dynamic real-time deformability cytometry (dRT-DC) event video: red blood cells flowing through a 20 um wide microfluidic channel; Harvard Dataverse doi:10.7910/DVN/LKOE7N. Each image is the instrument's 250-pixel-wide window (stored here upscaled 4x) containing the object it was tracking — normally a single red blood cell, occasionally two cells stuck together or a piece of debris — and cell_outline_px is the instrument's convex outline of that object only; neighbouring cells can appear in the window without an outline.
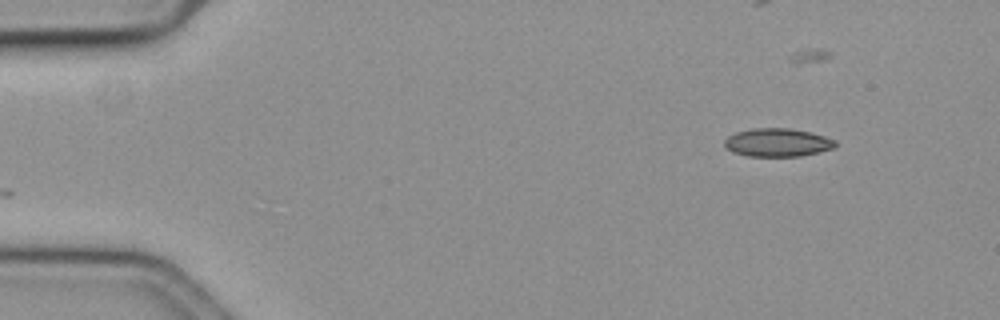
{"species": "common noctule bat (a hibernating species)", "species_latin": "Nyctalus noctula", "temperature_condition": "cold", "stored_images_in_passage": 16, "camera_frame_rate_fps": 3000, "um_per_image_px": 0.085, "animal": {"sex": "female", "body_mass_g": 19.3, "forearm_length_mm": 54.1}, "frame": {"image": 1, "passage_image": 1, "time_ms": 0.0, "image_size_px": [1000, 320], "cell_outline_px": [[836, 148], [820, 152], [800, 156], [748, 156], [732, 152], [724, 144], [724, 140], [728, 136], [736, 132], [752, 128], [792, 128], [812, 132], [836, 140]], "centroid_in_image_um": [66.12, 12.11], "position_along_channel_um": 18.9, "area_um2": 18.44}}
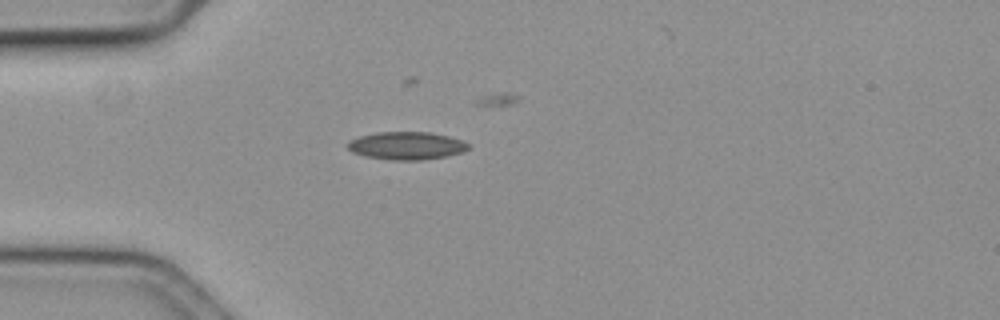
{"frame": {"image": 2, "passage_image": 11, "time_ms": 3.333, "image_size_px": [1000, 320], "cell_outline_px": [[468, 148], [460, 152], [448, 156], [424, 160], [392, 160], [364, 156], [352, 152], [344, 144], [348, 140], [360, 136], [376, 132], [432, 132], [448, 136], [460, 140], [468, 144]], "centroid_in_image_um": [34.49, 12.38], "position_along_channel_um": 50.5, "area_um2": 19.65}}
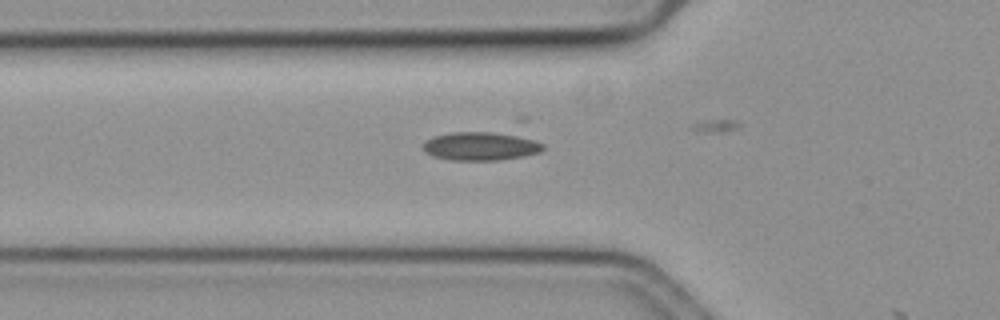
{"frame": {"image": 3, "passage_image": 15, "time_ms": 4.667, "image_size_px": [1000, 320], "cell_outline_px": [[544, 148], [540, 152], [520, 156], [496, 160], [452, 160], [432, 156], [424, 152], [424, 140], [436, 136], [452, 132], [516, 132], [536, 140], [544, 144]], "centroid_in_image_um": [40.91, 12.4], "position_along_channel_um": 84.9, "area_um2": 20.23}}